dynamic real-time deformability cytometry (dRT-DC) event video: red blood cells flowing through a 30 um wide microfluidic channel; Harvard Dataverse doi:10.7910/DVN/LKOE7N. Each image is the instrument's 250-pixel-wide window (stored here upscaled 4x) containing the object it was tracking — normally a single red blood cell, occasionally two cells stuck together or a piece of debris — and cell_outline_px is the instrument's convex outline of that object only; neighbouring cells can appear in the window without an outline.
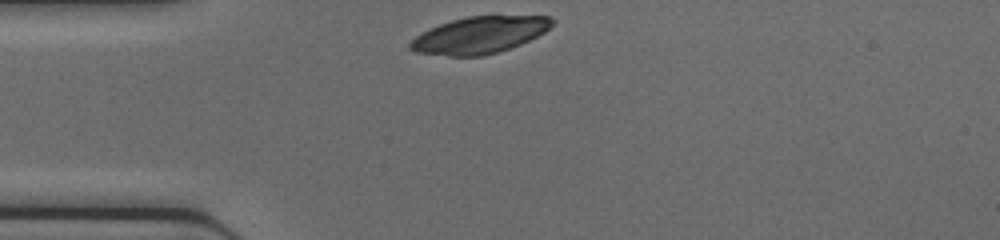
{"species": "common noctule bat (a hibernating species)", "species_latin": "Nyctalus noctula", "temperature_condition": "cold", "stored_images_in_passage": 5, "camera_frame_rate_fps": 3000, "um_per_image_px": 0.085, "animal": {"sex": "female", "body_mass_g": 17.0, "forearm_length_mm": 48.0}, "frame": {"image": 1, "passage_image": 1, "time_ms": 0.0, "image_size_px": [1000, 240], "cell_outline_px": [[556, 20], [544, 32], [520, 44], [484, 56], [448, 56], [416, 52], [408, 48], [408, 44], [416, 36], [428, 28], [452, 20], [468, 16], [552, 16]], "centroid_in_image_um": [40.73, 2.97], "position_along_channel_um": 44.3, "area_um2": 30.23}}